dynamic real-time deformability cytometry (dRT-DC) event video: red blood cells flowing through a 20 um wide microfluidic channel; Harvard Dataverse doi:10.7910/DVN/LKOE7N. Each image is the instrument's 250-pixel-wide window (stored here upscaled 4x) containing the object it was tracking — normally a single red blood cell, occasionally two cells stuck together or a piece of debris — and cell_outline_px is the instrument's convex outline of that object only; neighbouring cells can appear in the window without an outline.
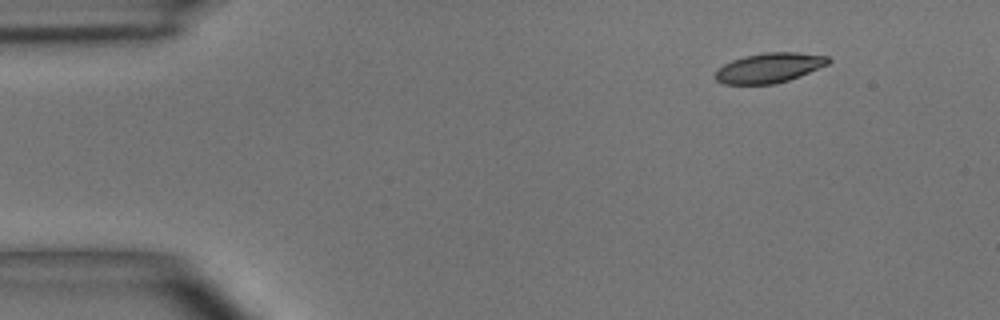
{"species": "common noctule bat (a hibernating species)", "species_latin": "Nyctalus noctula", "temperature_condition": "room temperature", "stored_images_in_passage": 5, "camera_frame_rate_fps": 3000, "um_per_image_px": 0.085, "animal": {"sex": "male", "body_mass_g": 15.6}, "frame": {"image": 1, "passage_image": 1, "time_ms": 0.0, "image_size_px": [1000, 320], "cell_outline_px": [[832, 60], [828, 64], [800, 76], [776, 84], [724, 84], [716, 80], [716, 72], [724, 64], [732, 60], [744, 56], [764, 52], [796, 52], [828, 56]], "centroid_in_image_um": [65.41, 5.76], "position_along_channel_um": 19.6, "area_um2": 19.59}}
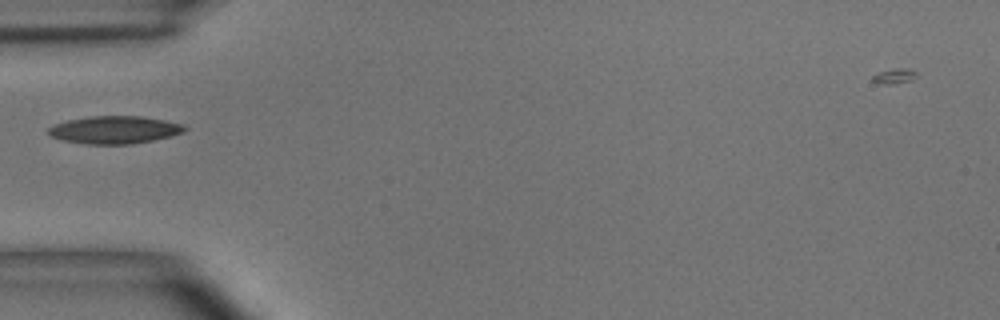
{"frame": {"image": 2, "passage_image": 4, "time_ms": 3.667, "image_size_px": [1000, 320], "cell_outline_px": [[188, 128], [184, 132], [152, 140], [132, 144], [84, 144], [60, 140], [44, 132], [48, 128], [56, 124], [68, 120], [92, 116], [140, 116], [164, 120], [184, 124]], "centroid_in_image_um": [9.71, 11.04], "position_along_channel_um": 75.3, "area_um2": 21.96}}
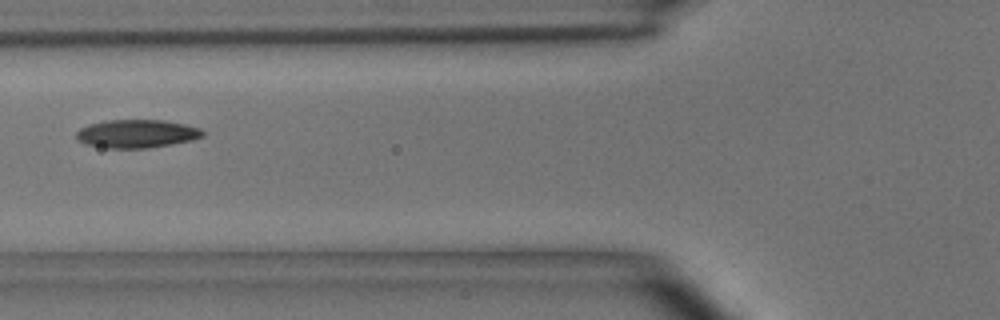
{"frame": {"image": 3, "passage_image": 5, "time_ms": 4.667, "image_size_px": [1000, 320], "cell_outline_px": [[204, 136], [192, 140], [172, 144], [148, 148], [108, 148], [84, 144], [76, 140], [76, 132], [80, 128], [88, 124], [104, 120], [164, 120], [184, 124], [200, 128], [204, 132]], "centroid_in_image_um": [11.59, 11.36], "position_along_channel_um": 114.2, "area_um2": 20.98}}